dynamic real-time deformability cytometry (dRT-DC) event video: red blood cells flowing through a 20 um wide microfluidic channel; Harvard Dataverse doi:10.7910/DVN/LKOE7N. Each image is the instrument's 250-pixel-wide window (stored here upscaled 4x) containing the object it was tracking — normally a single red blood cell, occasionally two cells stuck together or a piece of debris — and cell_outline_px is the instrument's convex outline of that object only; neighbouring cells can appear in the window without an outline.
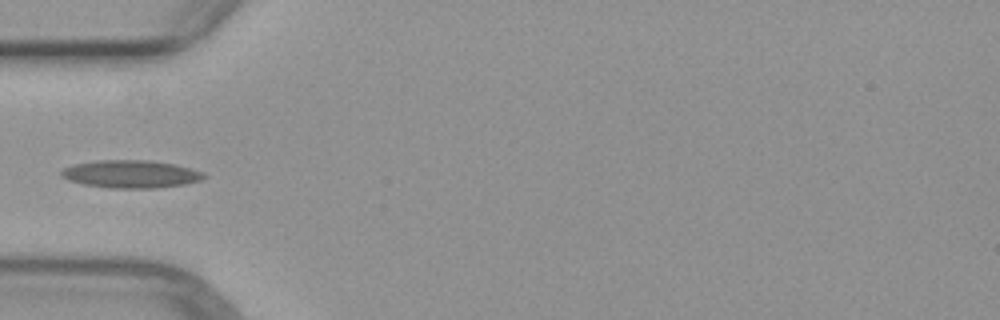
{"species": "common noctule bat (a hibernating species)", "species_latin": "Nyctalus noctula", "temperature_condition": "warm", "stored_images_in_passage": 3, "camera_frame_rate_fps": 3000, "um_per_image_px": 0.085, "animal": {"sex": "female", "body_mass_g": 29.2, "forearm_length_mm": 56.3}, "frame": {"image": 1, "passage_image": 3, "time_ms": 2.333, "image_size_px": [1000, 320], "cell_outline_px": [[208, 176], [200, 180], [184, 184], [156, 188], [108, 188], [84, 184], [68, 180], [60, 176], [60, 172], [64, 168], [72, 164], [96, 160], [152, 160], [176, 164], [204, 172]], "centroid_in_image_um": [11.12, 14.79], "position_along_channel_um": 73.9, "area_um2": 23.29}}